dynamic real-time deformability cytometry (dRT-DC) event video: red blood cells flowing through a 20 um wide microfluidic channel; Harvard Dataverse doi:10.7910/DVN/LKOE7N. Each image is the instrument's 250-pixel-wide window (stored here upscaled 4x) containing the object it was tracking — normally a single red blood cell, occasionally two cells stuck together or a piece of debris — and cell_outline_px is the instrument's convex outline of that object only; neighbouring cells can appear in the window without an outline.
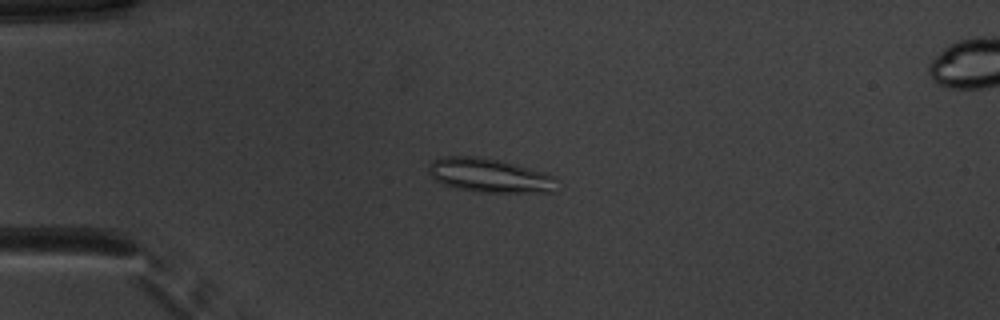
{"species": "common noctule bat (a hibernating species)", "species_latin": "Nyctalus noctula", "temperature_condition": "warm", "stored_images_in_passage": 51, "camera_frame_rate_fps": 3000, "um_per_image_px": 0.085, "animal": {"sex": "male", "body_mass_g": 20.1, "forearm_length_mm": 53.5}, "frame": {"image": 1, "passage_image": 13, "time_ms": 4.0, "image_size_px": [1000, 320], "cell_outline_px": [[560, 180], [556, 192], [476, 192], [456, 188], [444, 184], [436, 180], [428, 172], [428, 164], [432, 160], [444, 156], [476, 156], [500, 160], [544, 172], [556, 176]], "centroid_in_image_um": [41.66, 14.91], "position_along_channel_um": 43.3, "area_um2": 25.78}}
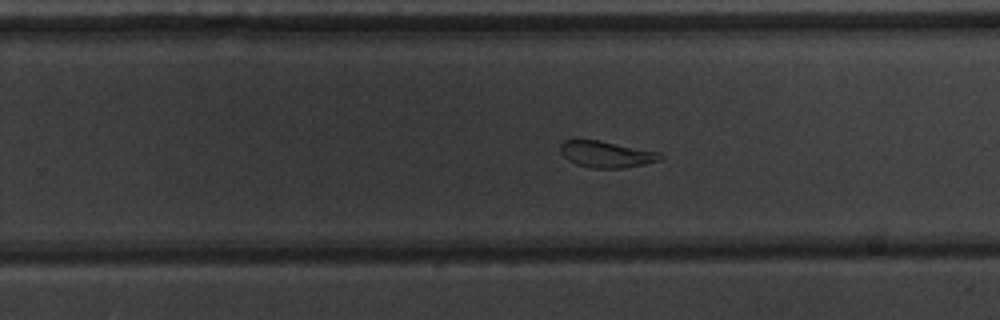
{"frame": {"image": 2, "passage_image": 33, "time_ms": 10.667, "image_size_px": [1000, 320], "cell_outline_px": [[664, 156], [660, 160], [644, 164], [620, 168], [592, 168], [576, 164], [568, 160], [560, 152], [560, 144], [564, 140], [600, 140], [660, 152]], "centroid_in_image_um": [51.54, 13.11], "position_along_channel_um": 278.3, "area_um2": 15.37}}
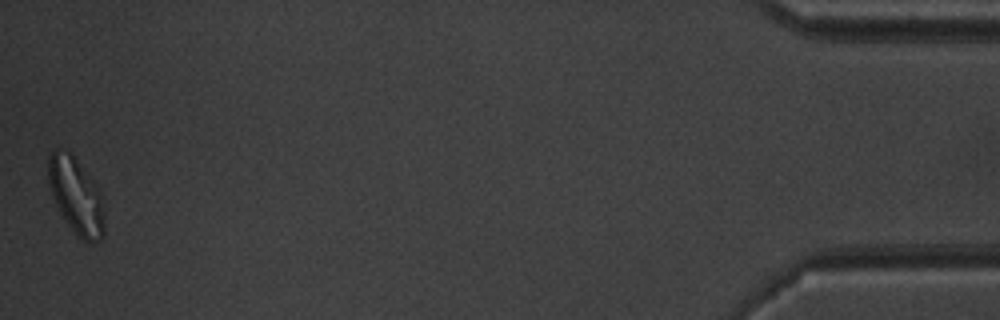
{"frame": {"image": 3, "passage_image": 51, "time_ms": 16.667, "image_size_px": [1000, 320], "cell_outline_px": [[104, 236], [100, 240], [88, 244], [76, 236], [60, 212], [52, 196], [48, 180], [48, 156], [56, 148], [68, 152], [76, 160], [92, 180], [100, 192], [104, 212]], "centroid_in_image_um": [6.47, 16.71], "position_along_channel_um": 428.7, "area_um2": 24.74}, "authors_computed_cell_mechanics": {"area_um2": 21.4438, "velocity_mm_per_s": 3.9381, "shape_relaxation_time_tau1_ms": 5.9008, "shape_relaxation_time_tau2_ms": 2.8302, "deformation_change_tau1": 0.1493, "deformation_change_tau2": 0.0978}}